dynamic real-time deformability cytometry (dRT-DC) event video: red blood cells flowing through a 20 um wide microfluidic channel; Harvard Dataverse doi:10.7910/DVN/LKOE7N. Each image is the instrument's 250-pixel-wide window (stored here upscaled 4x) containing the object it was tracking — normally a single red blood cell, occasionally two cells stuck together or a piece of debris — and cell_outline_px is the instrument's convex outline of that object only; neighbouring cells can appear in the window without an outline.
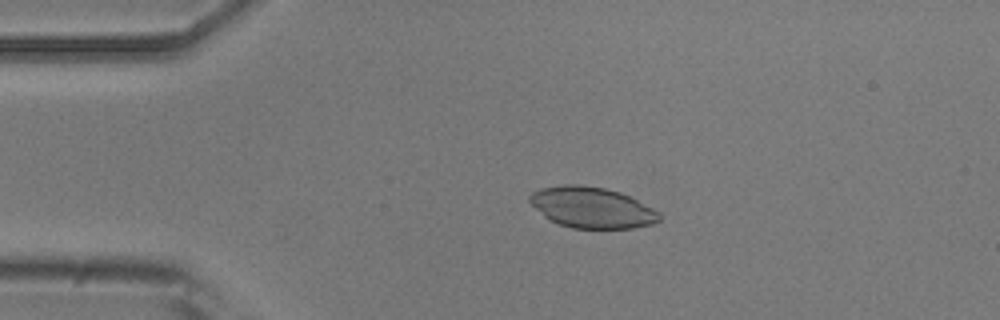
{"species": "common noctule bat (a hibernating species)", "species_latin": "Nyctalus noctula", "temperature_condition": "room temperature", "stored_images_in_passage": 48, "camera_frame_rate_fps": 3000, "um_per_image_px": 0.085, "animal": {"sex": "male", "body_mass_g": 20.5, "forearm_length_mm": 52.5}, "frame": {"image": 1, "passage_image": 6, "time_ms": 1.667, "image_size_px": [1000, 320], "cell_outline_px": [[660, 220], [652, 224], [632, 228], [572, 228], [560, 224], [544, 216], [528, 200], [528, 196], [532, 192], [540, 188], [564, 184], [580, 184], [604, 188], [620, 192], [660, 212]], "centroid_in_image_um": [50.29, 17.63], "position_along_channel_um": 34.7, "area_um2": 30.69}}
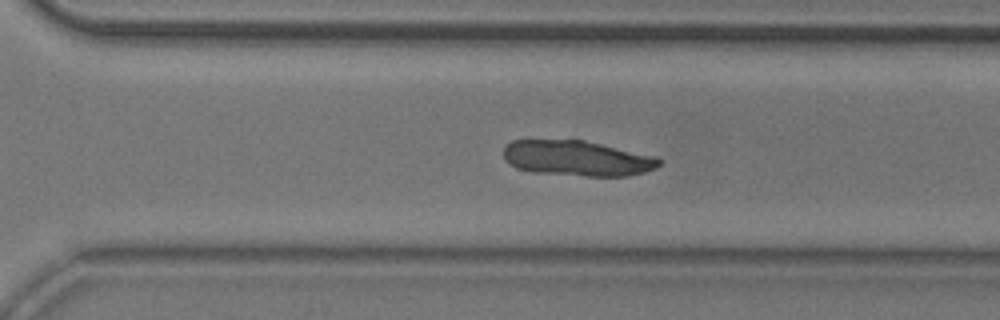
{"frame": {"image": 2, "passage_image": 32, "time_ms": 10.333, "image_size_px": [1000, 320], "cell_outline_px": [[660, 164], [644, 172], [628, 176], [588, 176], [532, 172], [516, 168], [508, 164], [504, 160], [504, 148], [512, 140], [584, 140], [656, 156], [660, 160]], "centroid_in_image_um": [49.01, 13.45], "position_along_channel_um": 321.6, "area_um2": 32.02}}
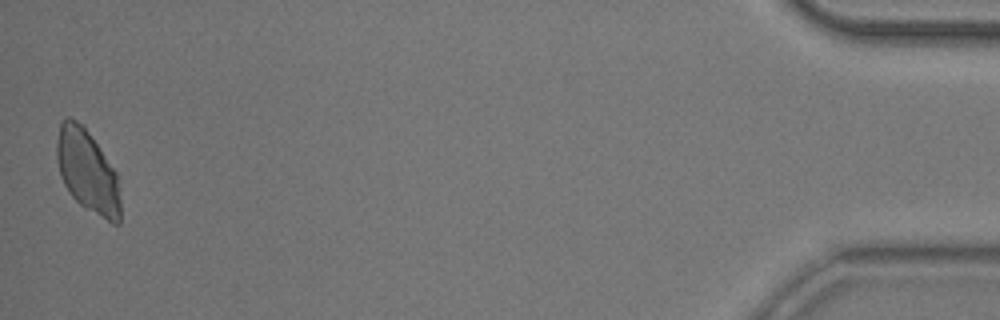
{"frame": {"image": 3, "passage_image": 48, "time_ms": 15.667, "image_size_px": [1000, 320], "cell_outline_px": [[120, 224], [112, 224], [80, 204], [72, 196], [64, 184], [60, 176], [56, 156], [56, 144], [60, 124], [68, 116], [84, 124], [116, 172], [120, 200]], "centroid_in_image_um": [7.43, 14.54], "position_along_channel_um": 427.8, "area_um2": 30.69}}